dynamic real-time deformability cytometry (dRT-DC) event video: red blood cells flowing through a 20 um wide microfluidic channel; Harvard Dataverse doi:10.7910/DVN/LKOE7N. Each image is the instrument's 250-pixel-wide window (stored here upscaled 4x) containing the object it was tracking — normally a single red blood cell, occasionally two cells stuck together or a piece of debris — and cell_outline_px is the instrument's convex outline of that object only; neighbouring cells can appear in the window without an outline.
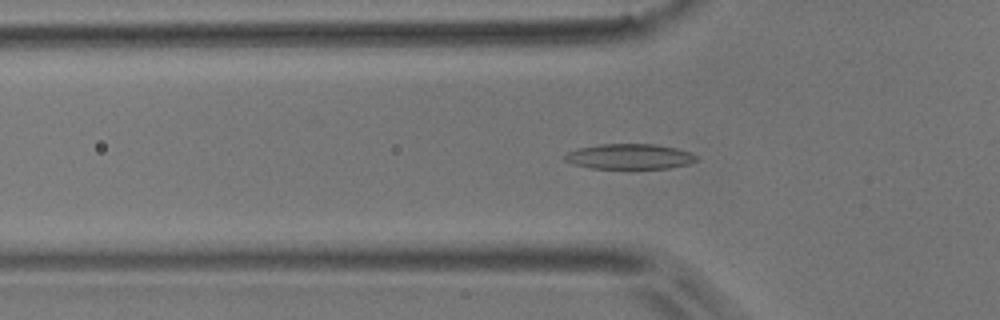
{"species": "common noctule bat (a hibernating species)", "species_latin": "Nyctalus noctula", "temperature_condition": "room temperature", "stored_images_in_passage": 51, "camera_frame_rate_fps": 3000, "um_per_image_px": 0.085, "animal": {"sex": "male", "body_mass_g": 17.9}, "frame": {"image": 1, "passage_image": 15, "time_ms": 4.667, "image_size_px": [1000, 320], "cell_outline_px": [[696, 160], [688, 164], [668, 168], [592, 168], [572, 164], [564, 160], [564, 156], [568, 152], [576, 148], [600, 144], [656, 144], [676, 148], [688, 152], [696, 156]], "centroid_in_image_um": [53.46, 13.3], "position_along_channel_um": 72.3, "area_um2": 19.25}}
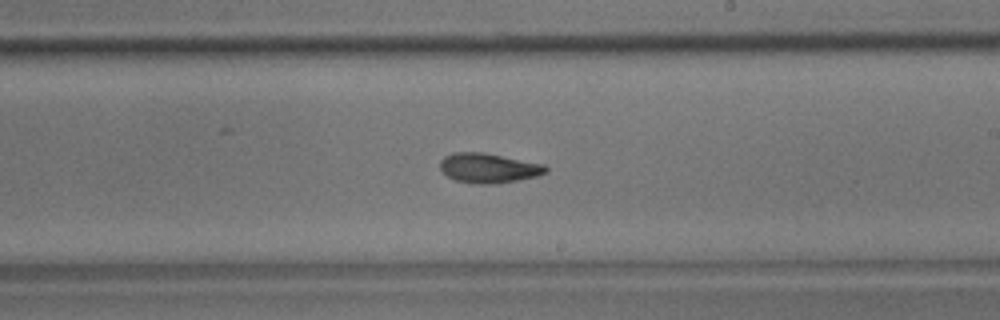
{"frame": {"image": 2, "passage_image": 29, "time_ms": 9.333, "image_size_px": [1000, 320], "cell_outline_px": [[548, 172], [536, 176], [496, 184], [480, 184], [456, 180], [448, 176], [440, 168], [440, 160], [444, 156], [452, 152], [484, 152], [544, 164], [548, 168]], "centroid_in_image_um": [41.53, 14.27], "position_along_channel_um": 247.5, "area_um2": 18.26}}
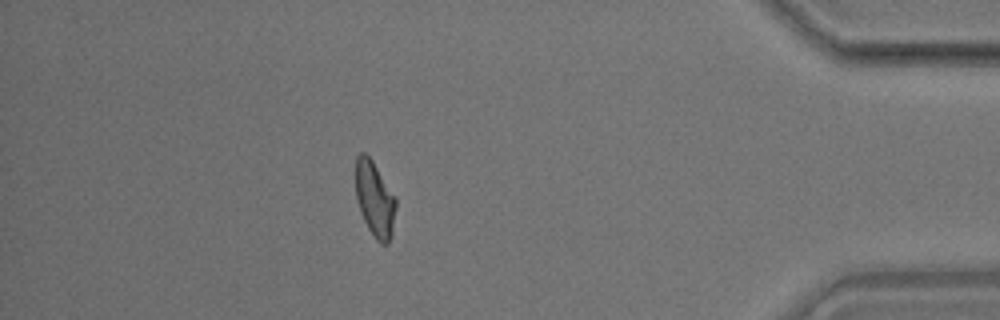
{"frame": {"image": 3, "passage_image": 45, "time_ms": 14.667, "image_size_px": [1000, 320], "cell_outline_px": [[396, 208], [392, 236], [388, 244], [380, 244], [372, 236], [360, 212], [356, 200], [356, 156], [360, 152], [364, 152], [372, 160], [396, 196]], "centroid_in_image_um": [31.87, 16.95], "position_along_channel_um": 403.3, "area_um2": 17.98}, "authors_computed_cell_mechanics": {"area_um2": 18.0336, "velocity_mm_per_s": 3.7396, "shape_relaxation_time_tau1_ms": 9.3612, "shape_relaxation_time_tau2_ms": 3.1878, "deformation_change_tau1": 0.2148, "deformation_change_tau2": 0.095}}